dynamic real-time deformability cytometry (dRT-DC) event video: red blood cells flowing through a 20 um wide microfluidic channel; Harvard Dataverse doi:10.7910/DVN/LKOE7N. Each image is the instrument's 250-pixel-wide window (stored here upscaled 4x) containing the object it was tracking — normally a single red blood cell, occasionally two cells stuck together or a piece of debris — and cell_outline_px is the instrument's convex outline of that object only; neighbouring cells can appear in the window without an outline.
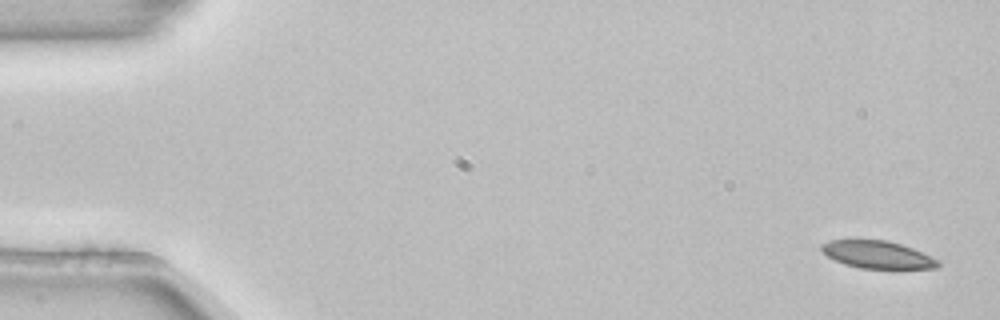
{"species": "common noctule bat (a hibernating species)", "species_latin": "Nyctalus noctula", "temperature_condition": "room temperature", "stored_images_in_passage": 6, "camera_frame_rate_fps": 3000, "um_per_image_px": 0.085, "animal": {"sex": "female", "body_mass_g": 22.7, "forearm_length_mm": 54.2}, "frame": {"image": 1, "passage_image": 1, "time_ms": 0.0, "image_size_px": [1000, 320], "cell_outline_px": [[940, 264], [936, 268], [860, 268], [844, 264], [828, 256], [820, 248], [820, 244], [828, 240], [888, 240], [912, 248], [940, 260]], "centroid_in_image_um": [74.58, 21.64], "position_along_channel_um": 10.4, "area_um2": 18.5}}